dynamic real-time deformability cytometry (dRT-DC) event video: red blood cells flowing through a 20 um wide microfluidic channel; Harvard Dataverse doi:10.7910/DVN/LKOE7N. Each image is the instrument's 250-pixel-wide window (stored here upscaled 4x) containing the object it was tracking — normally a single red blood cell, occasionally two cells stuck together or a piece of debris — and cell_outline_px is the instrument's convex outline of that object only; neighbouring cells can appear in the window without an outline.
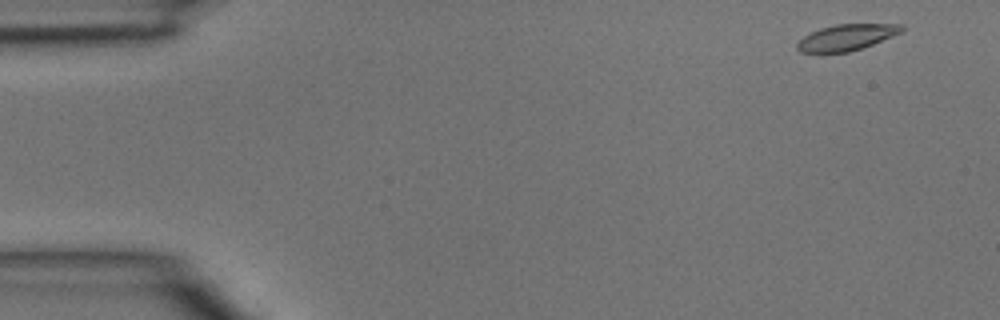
{"species": "common noctule bat (a hibernating species)", "species_latin": "Nyctalus noctula", "temperature_condition": "room temperature", "stored_images_in_passage": 14, "camera_frame_rate_fps": 3000, "um_per_image_px": 0.085, "animal": {"sex": "male", "body_mass_g": 15.6}, "frame": {"image": 1, "passage_image": 1, "time_ms": 0.0, "image_size_px": [1000, 320], "cell_outline_px": [[904, 32], [872, 44], [848, 52], [800, 52], [796, 48], [796, 44], [804, 36], [820, 28], [836, 24], [904, 24]], "centroid_in_image_um": [71.99, 3.16], "position_along_channel_um": 13.0, "area_um2": 15.78}}
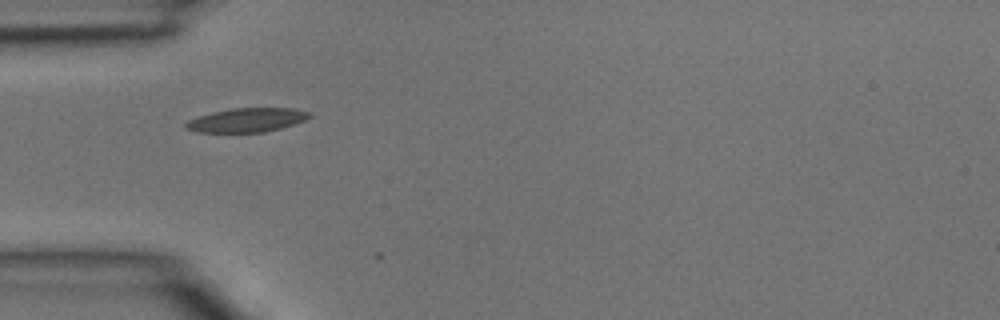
{"frame": {"image": 2, "passage_image": 12, "time_ms": 3.667, "image_size_px": [1000, 320], "cell_outline_px": [[312, 116], [296, 124], [264, 132], [196, 132], [184, 128], [184, 124], [188, 120], [212, 112], [232, 108], [292, 108], [312, 112]], "centroid_in_image_um": [21.0, 10.2], "position_along_channel_um": 64.0, "area_um2": 17.34}}